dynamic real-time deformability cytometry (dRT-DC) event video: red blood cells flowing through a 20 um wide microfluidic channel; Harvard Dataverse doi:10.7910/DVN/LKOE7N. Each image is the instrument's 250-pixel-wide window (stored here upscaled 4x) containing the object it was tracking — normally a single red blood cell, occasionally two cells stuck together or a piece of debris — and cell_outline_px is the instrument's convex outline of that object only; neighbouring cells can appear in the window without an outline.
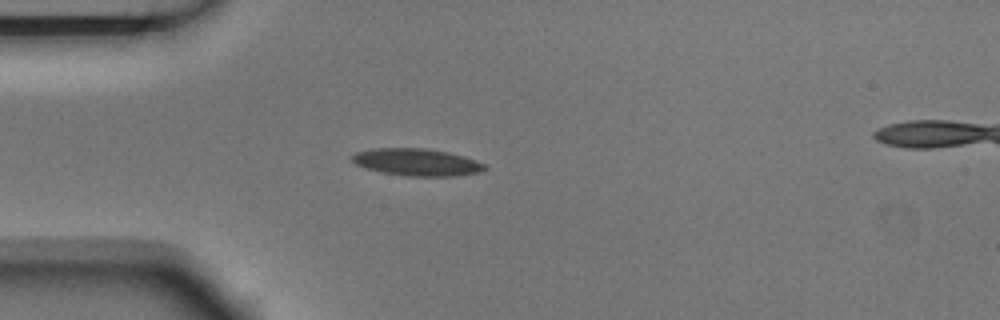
{"species": "Egyptian fruit bat (a non-hibernating species)", "species_latin": "Rousettus aegyptiacus", "temperature_condition": "room temperature", "stored_images_in_passage": 1, "camera_frame_rate_fps": 3000, "um_per_image_px": 0.085, "animal": {"sex": "male"}, "frame": {"image": 1, "passage_image": 1, "time_ms": 0.0, "image_size_px": [1000, 320], "cell_outline_px": [[488, 168], [480, 172], [456, 176], [408, 176], [380, 172], [364, 168], [356, 164], [352, 160], [352, 156], [356, 152], [376, 148], [424, 148], [448, 152], [464, 156], [484, 164]], "centroid_in_image_um": [35.43, 13.79], "position_along_channel_um": 49.6, "area_um2": 20.98}}